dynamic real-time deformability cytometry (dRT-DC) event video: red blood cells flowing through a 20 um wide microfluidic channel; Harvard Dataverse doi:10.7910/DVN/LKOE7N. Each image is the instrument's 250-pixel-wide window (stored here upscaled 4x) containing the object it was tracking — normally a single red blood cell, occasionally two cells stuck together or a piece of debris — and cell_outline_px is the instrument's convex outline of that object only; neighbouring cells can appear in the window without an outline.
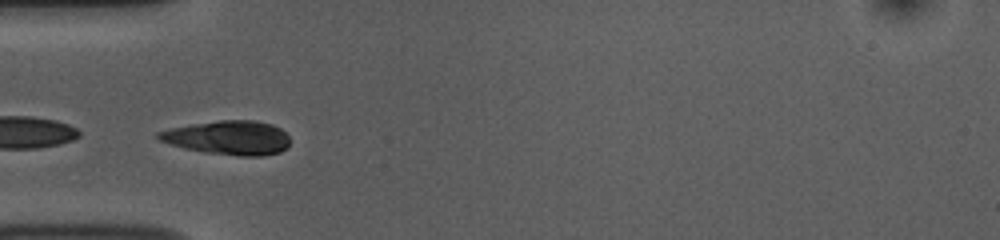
{"species": "common noctule bat (a hibernating species)", "species_latin": "Nyctalus noctula", "temperature_condition": "room temperature", "stored_images_in_passage": 20, "camera_frame_rate_fps": 3000, "um_per_image_px": 0.085, "animal": {"sex": "female", "body_mass_g": 10.0, "forearm_length_mm": 53.1}, "frame": {"image": 1, "passage_image": 12, "time_ms": 3.667, "image_size_px": [1000, 240], "cell_outline_px": [[288, 148], [280, 152], [264, 156], [240, 156], [204, 152], [184, 148], [160, 140], [156, 136], [156, 132], [168, 128], [192, 124], [220, 120], [256, 120], [272, 124], [280, 128], [288, 136]], "centroid_in_image_um": [19.42, 11.7], "position_along_channel_um": 65.6, "area_um2": 26.18}}